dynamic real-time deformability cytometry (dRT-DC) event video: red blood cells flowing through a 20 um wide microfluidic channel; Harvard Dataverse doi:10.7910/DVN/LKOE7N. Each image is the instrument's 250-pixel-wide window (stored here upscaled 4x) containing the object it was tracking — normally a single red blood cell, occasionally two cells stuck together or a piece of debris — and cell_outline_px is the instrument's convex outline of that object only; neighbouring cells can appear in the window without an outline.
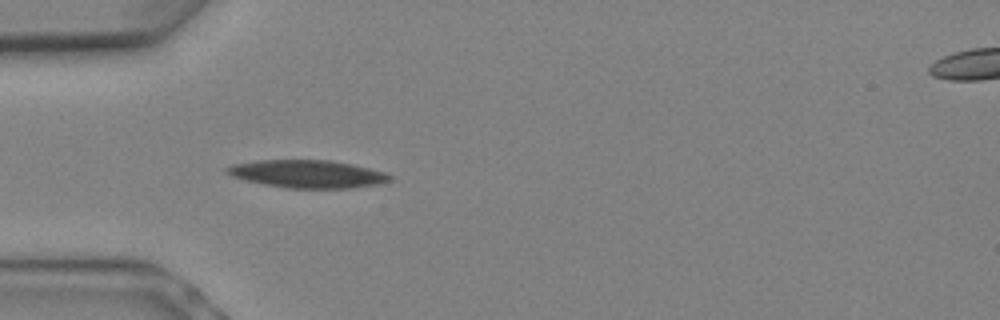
{"species": "Egyptian fruit bat (a non-hibernating species)", "species_latin": "Rousettus aegyptiacus", "temperature_condition": "warm", "stored_images_in_passage": 1, "camera_frame_rate_fps": 3000, "um_per_image_px": 0.085, "animal": {"sex": "female"}, "frame": {"image": 1, "passage_image": 1, "time_ms": 0.0, "image_size_px": [1000, 320], "cell_outline_px": [[392, 180], [376, 184], [352, 188], [288, 188], [264, 184], [244, 180], [232, 176], [224, 172], [224, 168], [232, 164], [256, 160], [332, 160], [352, 164], [388, 172], [392, 176]], "centroid_in_image_um": [26.13, 14.78], "position_along_channel_um": 58.9, "area_um2": 26.59}}